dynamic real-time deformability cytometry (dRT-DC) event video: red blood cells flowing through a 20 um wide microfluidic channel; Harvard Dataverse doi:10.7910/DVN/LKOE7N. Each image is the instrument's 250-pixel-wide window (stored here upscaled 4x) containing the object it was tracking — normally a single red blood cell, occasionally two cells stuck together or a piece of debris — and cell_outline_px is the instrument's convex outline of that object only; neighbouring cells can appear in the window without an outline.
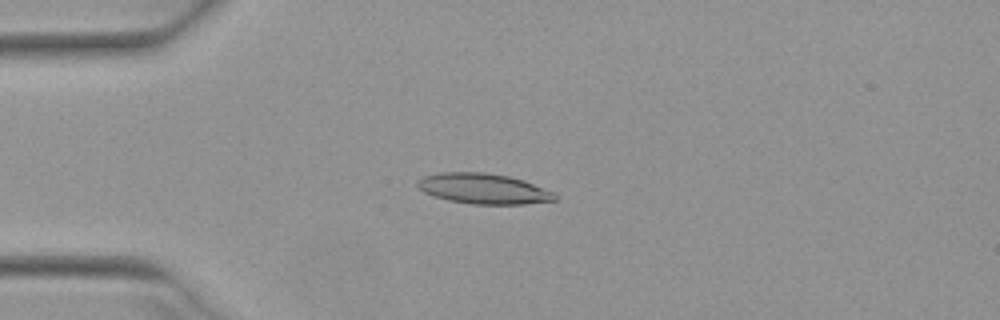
{"species": "Egyptian fruit bat (a non-hibernating species)", "species_latin": "Rousettus aegyptiacus", "temperature_condition": "warm", "stored_images_in_passage": 51, "camera_frame_rate_fps": 3000, "um_per_image_px": 0.085, "animal": {"sex": "female"}, "frame": {"image": 1, "passage_image": 13, "time_ms": 4.0, "image_size_px": [1000, 320], "cell_outline_px": [[556, 200], [524, 204], [472, 204], [448, 200], [432, 196], [424, 192], [416, 184], [416, 180], [424, 176], [440, 172], [484, 172], [508, 176], [524, 180], [556, 192]], "centroid_in_image_um": [41.1, 16.03], "position_along_channel_um": 43.9, "area_um2": 24.51}}
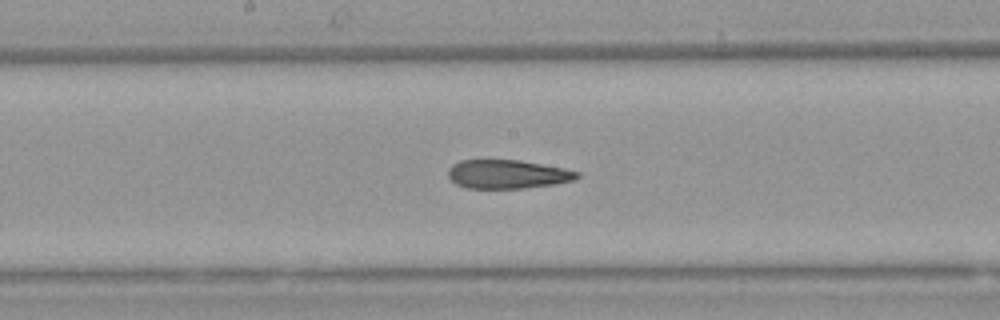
{"frame": {"image": 2, "passage_image": 27, "time_ms": 8.667, "image_size_px": [1000, 320], "cell_outline_px": [[580, 176], [572, 180], [556, 184], [524, 188], [468, 188], [456, 184], [448, 176], [448, 168], [452, 164], [460, 160], [520, 160], [564, 168], [580, 172]], "centroid_in_image_um": [43.13, 14.8], "position_along_channel_um": 205.1, "area_um2": 21.62}}
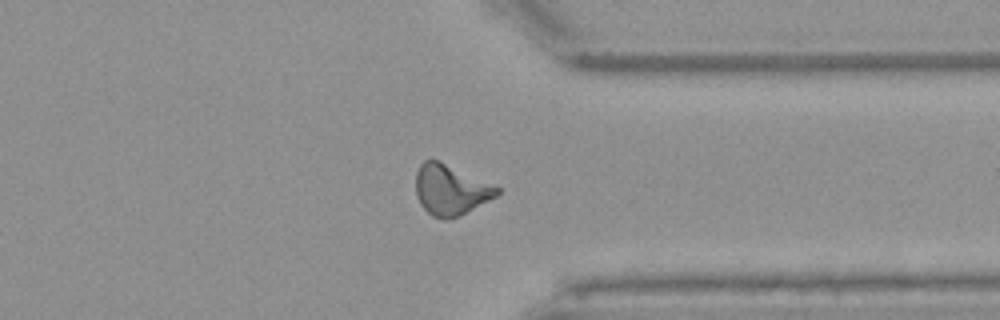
{"frame": {"image": 3, "passage_image": 40, "time_ms": 13.0, "image_size_px": [1000, 320], "cell_outline_px": [[500, 192], [496, 196], [460, 216], [432, 216], [420, 204], [416, 196], [416, 172], [420, 164], [424, 160], [436, 160], [500, 188]], "centroid_in_image_um": [38.27, 16.13], "position_along_channel_um": 373.1, "area_um2": 23.0}, "authors_computed_cell_mechanics": {"area_um2": 23.0044, "velocity_mm_per_s": 3.9443, "shape_relaxation_time_tau1_ms": null, "shape_relaxation_time_tau2_ms": 3.2152, "deformation_change_tau1": null, "deformation_change_tau2": 0.126}}